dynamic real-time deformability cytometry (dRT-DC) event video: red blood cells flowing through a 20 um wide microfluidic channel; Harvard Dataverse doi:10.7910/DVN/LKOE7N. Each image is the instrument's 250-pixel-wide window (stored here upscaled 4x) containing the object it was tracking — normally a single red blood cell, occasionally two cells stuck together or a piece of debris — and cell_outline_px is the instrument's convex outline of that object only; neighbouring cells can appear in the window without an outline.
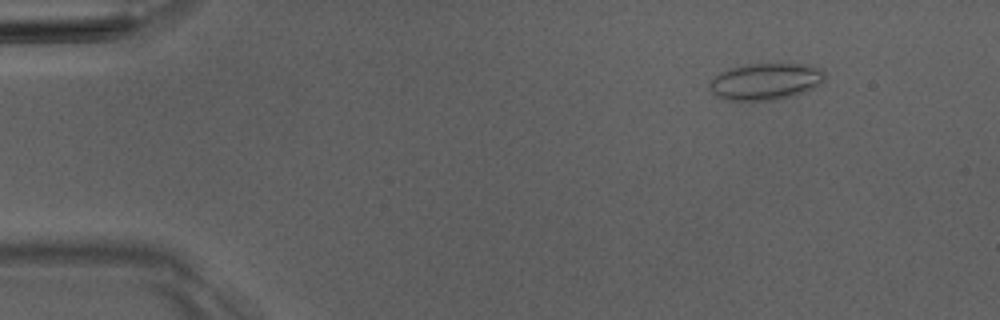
{"species": "Egyptian fruit bat (a non-hibernating species)", "species_latin": "Rousettus aegyptiacus", "temperature_condition": "room temperature", "stored_images_in_passage": 6, "camera_frame_rate_fps": 3000, "um_per_image_px": 0.085, "animal": {"sex": "male"}, "frame": {"image": 1, "passage_image": 2, "time_ms": 1.0, "image_size_px": [1000, 320], "cell_outline_px": [[824, 80], [820, 84], [796, 96], [776, 100], [724, 100], [712, 92], [708, 88], [708, 84], [720, 72], [732, 68], [748, 64], [804, 64], [820, 68], [824, 72]], "centroid_in_image_um": [65.08, 6.94], "position_along_channel_um": 19.9, "area_um2": 24.62}}